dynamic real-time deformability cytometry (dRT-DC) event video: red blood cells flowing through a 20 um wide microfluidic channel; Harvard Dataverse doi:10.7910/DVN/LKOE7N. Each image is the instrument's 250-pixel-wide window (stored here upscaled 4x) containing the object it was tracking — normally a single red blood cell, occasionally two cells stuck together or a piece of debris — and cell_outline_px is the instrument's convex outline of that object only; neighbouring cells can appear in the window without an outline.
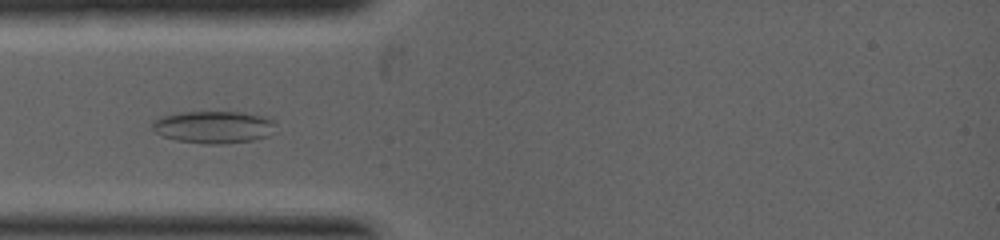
{"species": "common noctule bat (a hibernating species)", "species_latin": "Nyctalus noctula", "temperature_condition": "warm", "stored_images_in_passage": 2, "camera_frame_rate_fps": 5000, "um_per_image_px": 0.085, "animal": {"sex": "female", "body_mass_g": 19.0, "forearm_length_mm": 53.3}, "frame": {"image": 1, "passage_image": 2, "time_ms": 0.8, "image_size_px": [1000, 240], "cell_outline_px": [[272, 124], [268, 136], [252, 140], [220, 144], [204, 144], [176, 140], [164, 136], [156, 132], [152, 128], [152, 124], [160, 116], [176, 112], [240, 112], [272, 120]], "centroid_in_image_um": [18.05, 10.8], "position_along_channel_um": 67.0, "area_um2": 22.66}}